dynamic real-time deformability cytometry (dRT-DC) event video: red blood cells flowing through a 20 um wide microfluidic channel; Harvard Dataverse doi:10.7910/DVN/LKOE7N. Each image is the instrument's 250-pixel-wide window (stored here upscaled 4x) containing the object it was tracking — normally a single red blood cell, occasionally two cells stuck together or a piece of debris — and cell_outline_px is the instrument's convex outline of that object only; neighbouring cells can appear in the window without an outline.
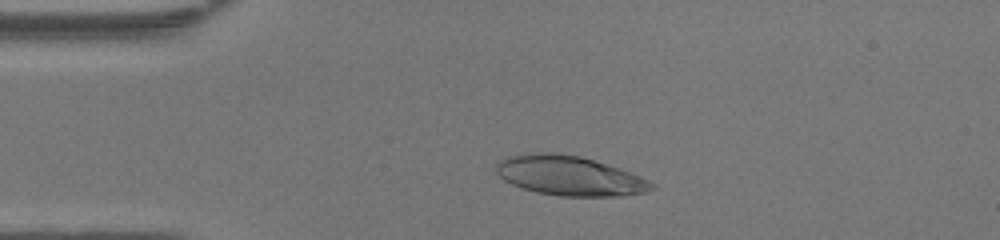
{"species": "human", "species_latin": "Homo sapiens", "temperature_condition": "warm", "stored_images_in_passage": 37, "camera_frame_rate_fps": 3000, "um_per_image_px": 0.085, "donor": {"sex": "female"}, "frame": {"image": 1, "passage_image": 8, "time_ms": 2.333, "image_size_px": [1000, 240], "cell_outline_px": [[656, 188], [644, 192], [620, 196], [560, 196], [536, 192], [512, 184], [504, 180], [496, 172], [496, 164], [500, 160], [508, 156], [528, 152], [552, 152], [580, 156], [620, 168], [640, 176], [656, 184]], "centroid_in_image_um": [48.4, 14.93], "position_along_channel_um": 36.6, "area_um2": 35.95}}
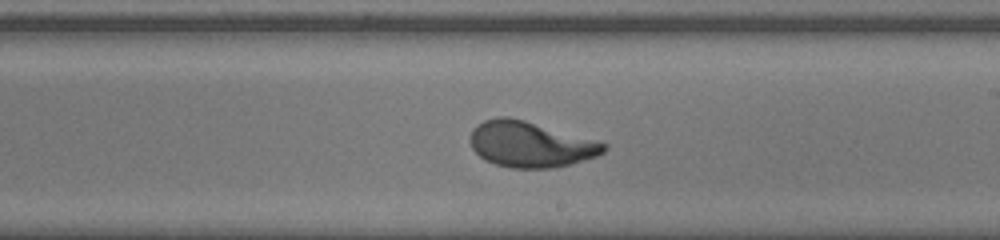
{"frame": {"image": 2, "passage_image": 25, "time_ms": 8.0, "image_size_px": [1000, 240], "cell_outline_px": [[608, 148], [604, 152], [596, 156], [572, 164], [552, 168], [512, 168], [496, 164], [484, 160], [472, 148], [472, 128], [476, 124], [484, 120], [496, 116], [508, 116], [524, 120], [608, 144]], "centroid_in_image_um": [45.08, 12.27], "position_along_channel_um": 243.9, "area_um2": 35.37}}
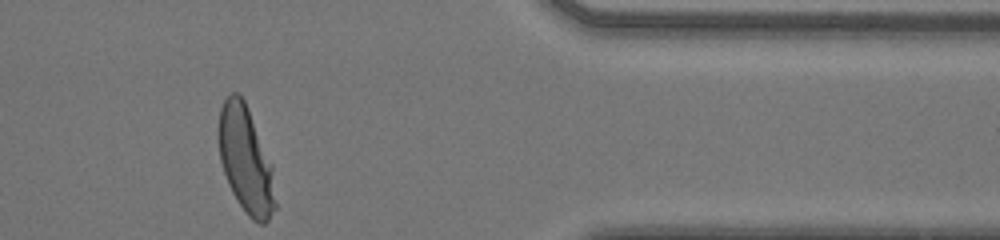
{"frame": {"image": 3, "passage_image": 37, "time_ms": 12.0, "image_size_px": [1000, 240], "cell_outline_px": [[276, 208], [268, 220], [264, 224], [260, 224], [252, 220], [248, 216], [232, 192], [228, 184], [220, 160], [220, 108], [224, 100], [232, 92], [236, 92], [244, 100], [272, 164], [276, 204]], "centroid_in_image_um": [20.91, 13.64], "position_along_channel_um": 390.5, "area_um2": 34.56}, "authors_computed_cell_mechanics": {"area_um2": 35.4892, "velocity_mm_per_s": 4.3097, "shape_relaxation_time_tau1_ms": 4.596, "shape_relaxation_time_tau2_ms": null, "deformation_change_tau1": 0.2563, "deformation_change_tau2": null}}